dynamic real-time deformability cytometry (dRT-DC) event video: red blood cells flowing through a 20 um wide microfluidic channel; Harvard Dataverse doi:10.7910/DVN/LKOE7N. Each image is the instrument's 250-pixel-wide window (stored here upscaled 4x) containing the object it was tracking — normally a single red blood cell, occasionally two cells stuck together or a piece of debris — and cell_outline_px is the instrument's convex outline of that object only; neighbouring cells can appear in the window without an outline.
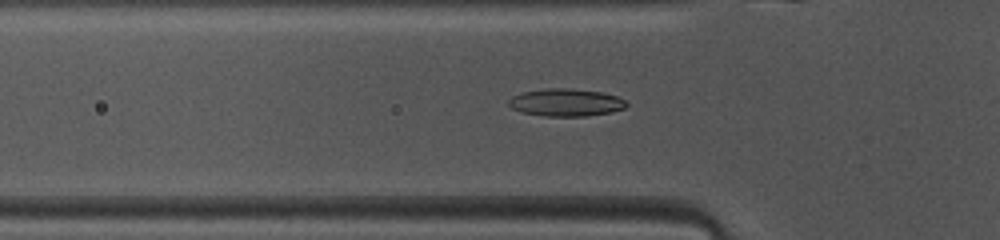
{"species": "common noctule bat (a hibernating species)", "species_latin": "Nyctalus noctula", "temperature_condition": "warm", "stored_images_in_passage": 36, "camera_frame_rate_fps": 3000, "um_per_image_px": 0.085, "animal": {"sex": "female", "body_mass_g": 10.0, "forearm_length_mm": 53.1}, "frame": {"image": 1, "passage_image": 3, "time_ms": 0.667, "image_size_px": [1000, 240], "cell_outline_px": [[628, 104], [624, 108], [612, 112], [584, 116], [544, 116], [524, 112], [512, 108], [508, 104], [508, 100], [512, 96], [524, 92], [544, 88], [568, 88], [600, 92], [616, 96], [624, 100]], "centroid_in_image_um": [48.09, 8.71], "position_along_channel_um": 77.7, "area_um2": 18.73}}
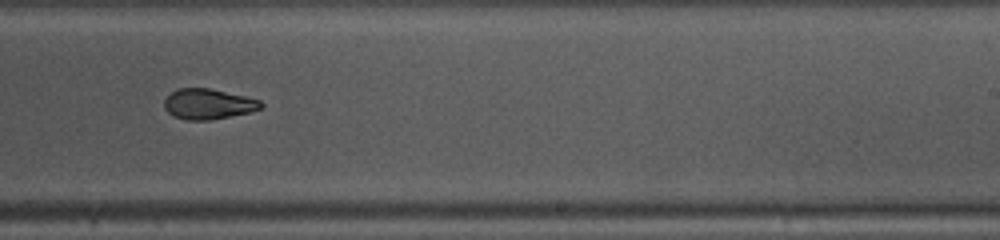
{"frame": {"image": 2, "passage_image": 17, "time_ms": 5.333, "image_size_px": [1000, 240], "cell_outline_px": [[264, 104], [260, 108], [252, 112], [212, 120], [184, 120], [172, 116], [164, 108], [164, 100], [172, 92], [180, 88], [208, 88], [248, 96], [260, 100]], "centroid_in_image_um": [17.72, 8.85], "position_along_channel_um": 271.3, "area_um2": 17.34}}
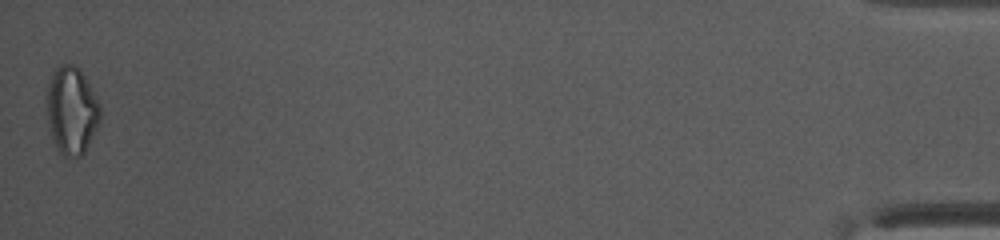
{"frame": {"image": 3, "passage_image": 36, "time_ms": 11.667, "image_size_px": [1000, 240], "cell_outline_px": [[100, 120], [84, 152], [80, 156], [64, 156], [60, 152], [52, 136], [48, 116], [48, 84], [52, 72], [60, 64], [72, 64], [80, 68], [100, 108]], "centroid_in_image_um": [6.09, 9.36], "position_along_channel_um": 429.1, "area_um2": 26.36}, "authors_computed_cell_mechanics": {"area_um2": 18.207, "velocity_mm_per_s": 4.1211, "shape_relaxation_time_tau1_ms": 6.721, "shape_relaxation_time_tau2_ms": 2.3931, "deformation_change_tau1": 0.1644, "deformation_change_tau2": 0.0803}}